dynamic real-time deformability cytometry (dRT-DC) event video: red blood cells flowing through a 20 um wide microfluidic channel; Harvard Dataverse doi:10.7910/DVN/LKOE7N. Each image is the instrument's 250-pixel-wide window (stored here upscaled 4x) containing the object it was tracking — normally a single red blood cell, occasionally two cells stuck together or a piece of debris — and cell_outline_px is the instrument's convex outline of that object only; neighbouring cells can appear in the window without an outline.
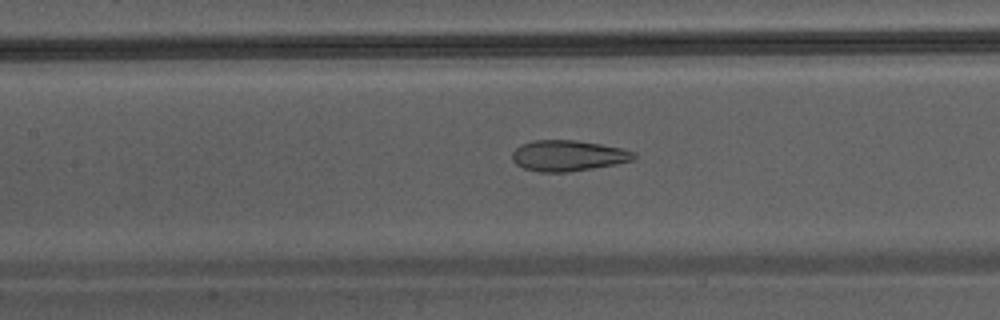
{"species": "Egyptian fruit bat (a non-hibernating species)", "species_latin": "Rousettus aegyptiacus", "temperature_condition": "warm", "stored_images_in_passage": 45, "camera_frame_rate_fps": 3000, "um_per_image_px": 0.085, "animal": {"sex": "male"}, "frame": {"image": 1, "passage_image": 21, "time_ms": 6.667, "image_size_px": [1000, 320], "cell_outline_px": [[636, 156], [632, 160], [616, 164], [568, 172], [540, 172], [524, 168], [516, 164], [512, 160], [512, 152], [520, 144], [532, 140], [576, 140], [600, 144], [620, 148], [636, 152]], "centroid_in_image_um": [48.25, 13.23], "position_along_channel_um": 159.1, "area_um2": 21.85}}
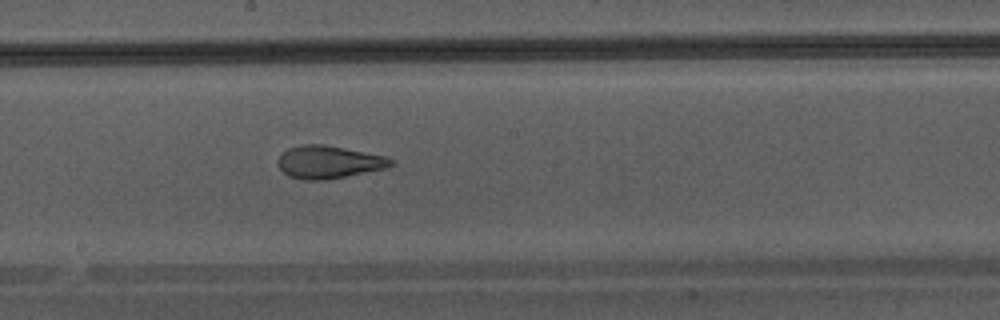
{"frame": {"image": 2, "passage_image": 25, "time_ms": 8.0, "image_size_px": [1000, 320], "cell_outline_px": [[396, 164], [388, 168], [328, 180], [304, 180], [288, 176], [276, 164], [280, 156], [288, 148], [300, 144], [324, 144], [388, 156], [396, 160]], "centroid_in_image_um": [28.01, 13.78], "position_along_channel_um": 220.2, "area_um2": 22.02}}
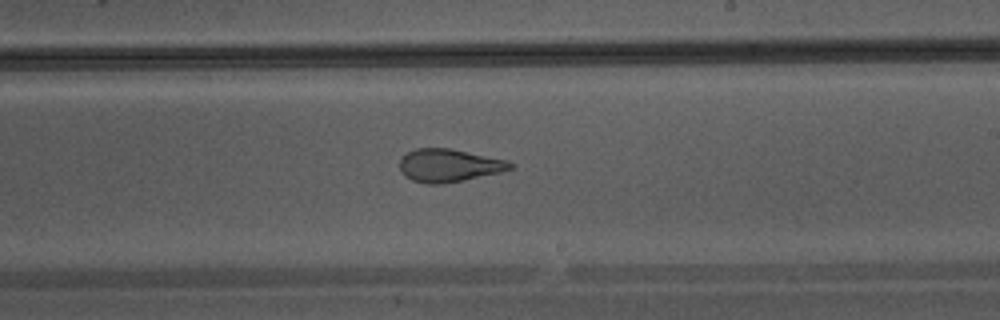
{"frame": {"image": 3, "passage_image": 27, "time_ms": 8.667, "image_size_px": [1000, 320], "cell_outline_px": [[516, 164], [512, 168], [500, 172], [464, 180], [444, 184], [428, 184], [412, 180], [404, 176], [400, 172], [400, 156], [416, 148], [448, 148], [508, 160]], "centroid_in_image_um": [38.14, 14.06], "position_along_channel_um": 250.9, "area_um2": 21.33}}